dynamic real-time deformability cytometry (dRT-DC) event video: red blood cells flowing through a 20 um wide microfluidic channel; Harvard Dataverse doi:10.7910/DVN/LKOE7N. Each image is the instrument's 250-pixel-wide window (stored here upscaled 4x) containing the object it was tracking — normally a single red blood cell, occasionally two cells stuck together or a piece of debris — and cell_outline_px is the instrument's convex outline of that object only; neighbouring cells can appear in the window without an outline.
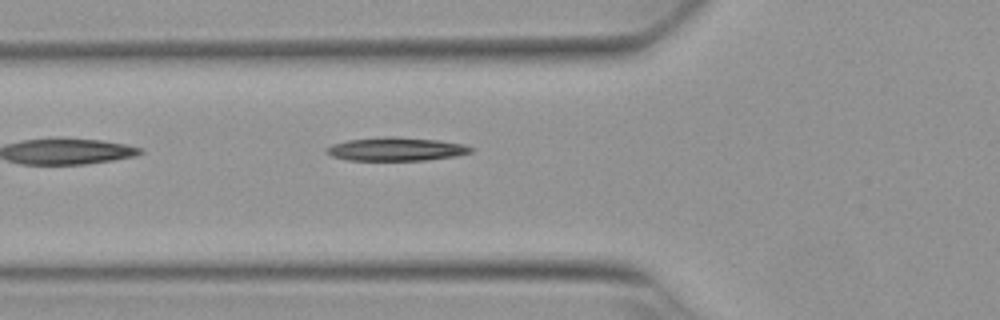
{"species": "Egyptian fruit bat (a non-hibernating species)", "species_latin": "Rousettus aegyptiacus", "temperature_condition": "warm", "stored_images_in_passage": 37, "camera_frame_rate_fps": 3000, "um_per_image_px": 0.085, "animal": {"sex": "female"}, "frame": {"image": 1, "passage_image": 3, "time_ms": 0.667, "image_size_px": [1000, 320], "cell_outline_px": [[472, 152], [456, 156], [424, 160], [348, 160], [332, 156], [324, 152], [324, 148], [332, 144], [348, 140], [384, 136], [396, 136], [440, 140], [464, 144], [472, 148]], "centroid_in_image_um": [33.64, 12.66], "position_along_channel_um": 92.2, "area_um2": 19.88}}
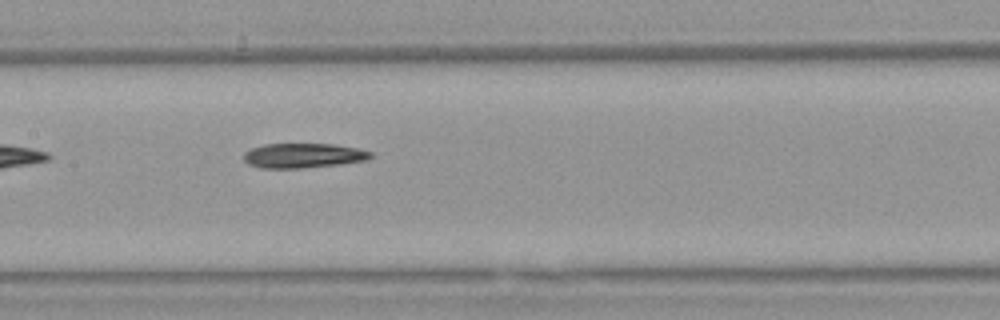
{"frame": {"image": 2, "passage_image": 10, "time_ms": 3.0, "image_size_px": [1000, 320], "cell_outline_px": [[372, 156], [368, 160], [340, 164], [304, 168], [260, 168], [248, 164], [244, 160], [244, 152], [252, 148], [264, 144], [332, 144], [356, 148], [372, 152]], "centroid_in_image_um": [25.77, 13.23], "position_along_channel_um": 181.6, "area_um2": 18.26}}
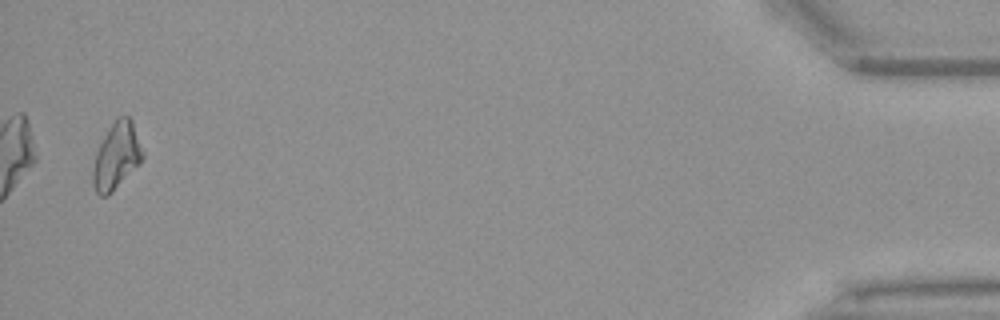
{"frame": {"image": 3, "passage_image": 36, "time_ms": 11.667, "image_size_px": [1000, 320], "cell_outline_px": [[144, 160], [108, 196], [100, 196], [96, 192], [92, 184], [92, 168], [96, 152], [108, 128], [116, 116], [128, 116], [132, 120], [144, 152]], "centroid_in_image_um": [9.91, 13.26], "position_along_channel_um": 425.3, "area_um2": 19.59}}